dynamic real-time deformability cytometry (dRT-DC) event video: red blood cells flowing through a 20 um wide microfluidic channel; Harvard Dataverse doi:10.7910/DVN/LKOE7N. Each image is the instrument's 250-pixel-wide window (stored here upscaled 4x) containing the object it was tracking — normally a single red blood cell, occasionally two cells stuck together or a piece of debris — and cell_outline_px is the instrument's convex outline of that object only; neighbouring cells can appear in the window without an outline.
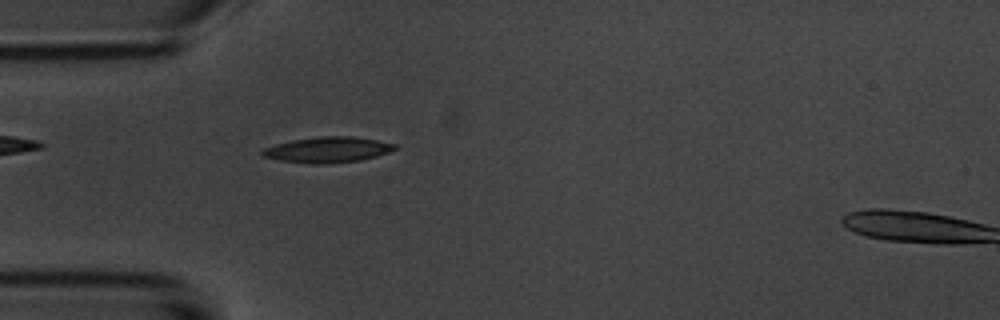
{"species": "common noctule bat (a hibernating species)", "species_latin": "Nyctalus noctula", "temperature_condition": "room temperature", "stored_images_in_passage": 3, "camera_frame_rate_fps": 3000, "um_per_image_px": 0.085, "animal": {"sex": "male", "body_mass_g": 20.1, "forearm_length_mm": 53.5}, "frame": {"image": 1, "passage_image": 2, "time_ms": 5.333, "image_size_px": [1000, 320], "cell_outline_px": [[396, 148], [388, 152], [376, 156], [360, 160], [328, 164], [312, 164], [280, 160], [264, 156], [260, 152], [264, 148], [276, 144], [292, 140], [320, 136], [352, 136], [376, 140], [396, 144]], "centroid_in_image_um": [27.85, 12.73], "position_along_channel_um": 57.2, "area_um2": 19.65}}